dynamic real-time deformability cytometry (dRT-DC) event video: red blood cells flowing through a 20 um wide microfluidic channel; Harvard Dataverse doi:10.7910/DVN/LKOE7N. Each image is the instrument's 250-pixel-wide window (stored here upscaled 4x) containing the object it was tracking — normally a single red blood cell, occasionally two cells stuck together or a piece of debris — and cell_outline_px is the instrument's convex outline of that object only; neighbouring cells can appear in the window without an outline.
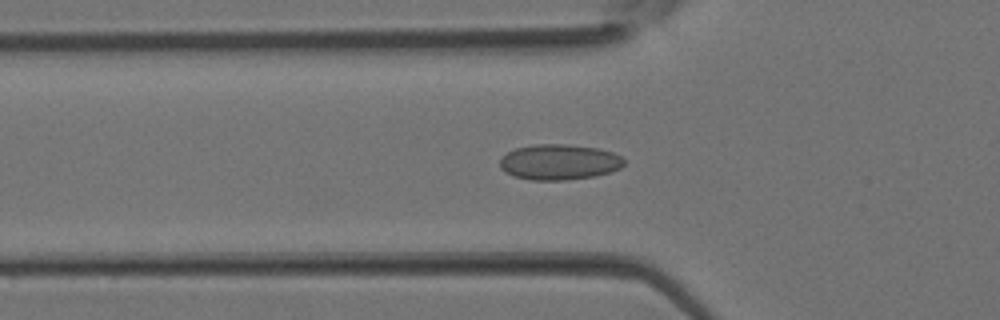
{"species": "Egyptian fruit bat (a non-hibernating species)", "species_latin": "Rousettus aegyptiacus", "temperature_condition": "room temperature", "stored_images_in_passage": 37, "camera_frame_rate_fps": 3000, "um_per_image_px": 0.085, "animal": {"sex": "female"}, "frame": {"image": 1, "passage_image": 11, "time_ms": 3.333, "image_size_px": [1000, 320], "cell_outline_px": [[624, 164], [620, 168], [596, 176], [564, 180], [532, 180], [512, 176], [504, 172], [500, 168], [500, 160], [508, 152], [516, 148], [536, 144], [564, 144], [596, 148], [612, 152], [620, 156], [624, 160]], "centroid_in_image_um": [47.51, 13.78], "position_along_channel_um": 78.3, "area_um2": 25.61}}
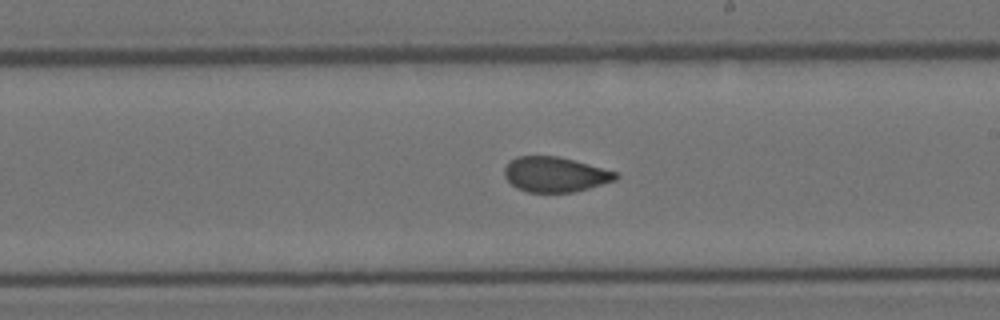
{"frame": {"image": 2, "passage_image": 20, "time_ms": 6.333, "image_size_px": [1000, 320], "cell_outline_px": [[620, 176], [616, 180], [588, 188], [572, 192], [528, 192], [516, 188], [504, 176], [504, 168], [508, 160], [516, 156], [556, 156], [588, 164], [616, 172]], "centroid_in_image_um": [47.14, 14.82], "position_along_channel_um": 241.9, "area_um2": 22.66}}
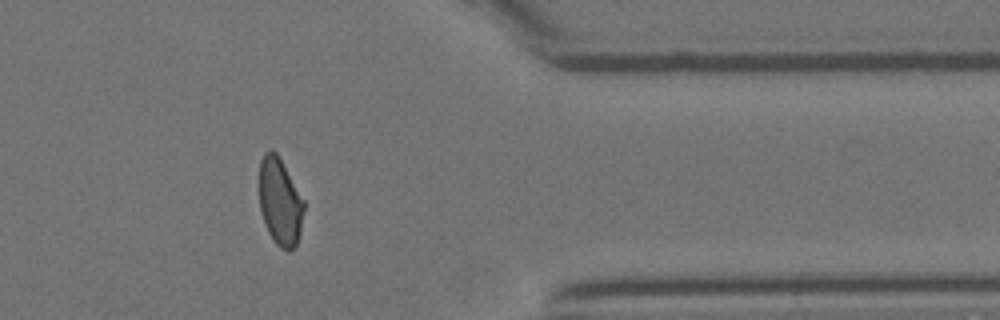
{"frame": {"image": 3, "passage_image": 29, "time_ms": 9.333, "image_size_px": [1000, 320], "cell_outline_px": [[304, 208], [300, 232], [296, 244], [288, 252], [280, 248], [276, 244], [268, 232], [260, 212], [260, 160], [264, 152], [276, 152], [304, 200]], "centroid_in_image_um": [23.8, 17.18], "position_along_channel_um": 387.6, "area_um2": 22.43}}